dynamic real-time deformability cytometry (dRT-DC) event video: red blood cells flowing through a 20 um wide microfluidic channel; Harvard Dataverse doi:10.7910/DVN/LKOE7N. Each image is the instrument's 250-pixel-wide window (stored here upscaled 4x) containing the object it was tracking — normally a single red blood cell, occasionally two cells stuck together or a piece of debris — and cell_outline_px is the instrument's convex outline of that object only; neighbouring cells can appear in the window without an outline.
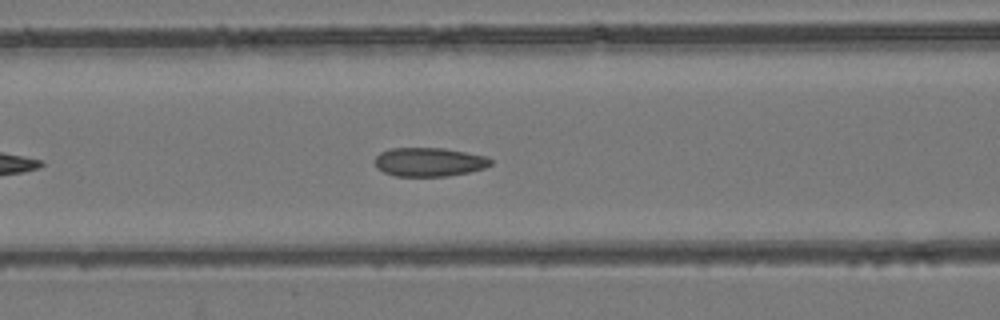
{"species": "common noctule bat (a hibernating species)", "species_latin": "Nyctalus noctula", "temperature_condition": "room temperature", "stored_images_in_passage": 15, "camera_frame_rate_fps": 3000, "um_per_image_px": 0.085, "animal": {"sex": "female", "body_mass_g": 24.6, "forearm_length_mm": 56.2}, "frame": {"image": 1, "passage_image": 11, "time_ms": 3.333, "image_size_px": [1000, 320], "cell_outline_px": [[492, 164], [484, 168], [468, 172], [448, 176], [396, 176], [384, 172], [376, 168], [376, 156], [380, 152], [388, 148], [444, 148], [488, 156], [492, 160]], "centroid_in_image_um": [36.49, 13.76], "position_along_channel_um": 130.1, "area_um2": 19.54}}